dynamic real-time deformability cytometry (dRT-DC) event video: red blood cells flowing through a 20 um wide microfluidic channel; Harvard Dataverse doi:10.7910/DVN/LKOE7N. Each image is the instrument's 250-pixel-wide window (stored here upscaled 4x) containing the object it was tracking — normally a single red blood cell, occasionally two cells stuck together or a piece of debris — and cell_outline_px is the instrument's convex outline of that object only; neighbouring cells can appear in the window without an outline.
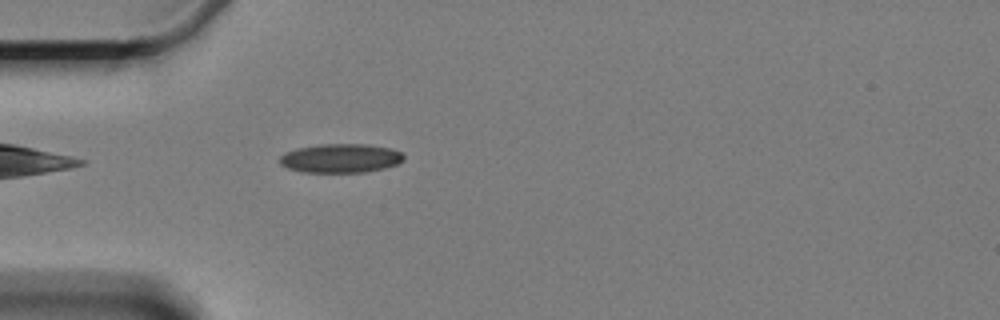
{"species": "Egyptian fruit bat (a non-hibernating species)", "species_latin": "Rousettus aegyptiacus", "temperature_condition": "cold", "stored_images_in_passage": 3, "camera_frame_rate_fps": 3000, "um_per_image_px": 0.085, "animal": {"sex": "female"}, "frame": {"image": 1, "passage_image": 3, "time_ms": 3.0, "image_size_px": [1000, 320], "cell_outline_px": [[404, 160], [396, 164], [384, 168], [364, 172], [304, 172], [288, 168], [280, 164], [280, 156], [296, 148], [320, 144], [368, 144], [388, 148], [400, 152], [404, 156]], "centroid_in_image_um": [28.95, 13.45], "position_along_channel_um": 56.1, "area_um2": 20.75}}